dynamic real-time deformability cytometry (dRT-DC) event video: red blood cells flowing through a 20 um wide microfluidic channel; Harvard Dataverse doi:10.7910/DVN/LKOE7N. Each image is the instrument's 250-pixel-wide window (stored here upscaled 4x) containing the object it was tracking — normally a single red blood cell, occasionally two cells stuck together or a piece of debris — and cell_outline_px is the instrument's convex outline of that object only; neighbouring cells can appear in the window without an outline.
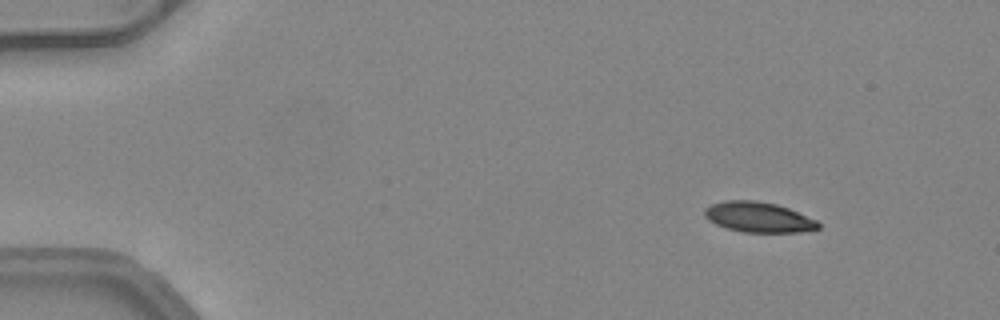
{"species": "common noctule bat (a hibernating species)", "species_latin": "Nyctalus noctula", "temperature_condition": "warm", "stored_images_in_passage": 49, "camera_frame_rate_fps": 3000, "um_per_image_px": 0.085, "animal": {"sex": "female", "body_mass_g": 24.6, "forearm_length_mm": 56.2}, "frame": {"image": 1, "passage_image": 4, "time_ms": 1.0, "image_size_px": [1000, 320], "cell_outline_px": [[820, 228], [800, 232], [744, 232], [724, 228], [708, 220], [704, 216], [704, 208], [712, 204], [724, 200], [756, 200], [776, 204], [788, 208], [816, 220], [820, 224]], "centroid_in_image_um": [64.43, 18.46], "position_along_channel_um": 20.6, "area_um2": 20.11}}
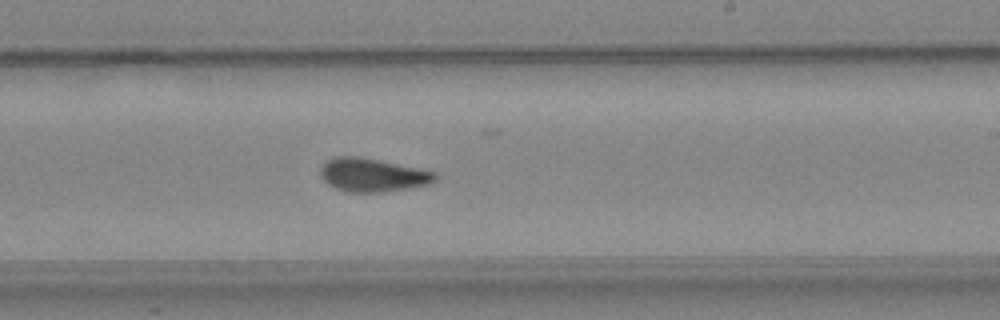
{"frame": {"image": 2, "passage_image": 29, "time_ms": 9.333, "image_size_px": [1000, 320], "cell_outline_px": [[440, 176], [436, 180], [428, 184], [408, 188], [380, 192], [348, 192], [336, 188], [328, 184], [320, 176], [320, 168], [324, 160], [332, 156], [360, 156], [380, 160], [436, 172]], "centroid_in_image_um": [31.63, 14.85], "position_along_channel_um": 257.4, "area_um2": 22.54}}
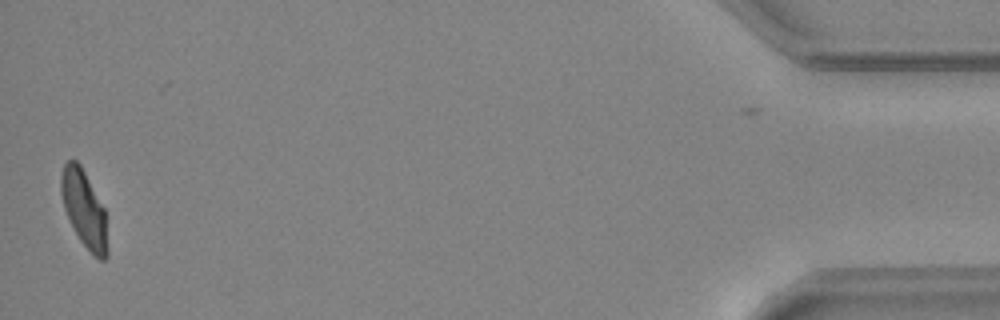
{"frame": {"image": 3, "passage_image": 48, "time_ms": 15.667, "image_size_px": [1000, 320], "cell_outline_px": [[108, 256], [104, 260], [100, 260], [80, 240], [64, 208], [60, 192], [60, 176], [64, 164], [68, 160], [76, 160], [80, 164], [104, 208], [108, 248]], "centroid_in_image_um": [7.14, 17.74], "position_along_channel_um": 428.1, "area_um2": 20.4}, "authors_computed_cell_mechanics": {"area_um2": 21.7328, "velocity_mm_per_s": 4.1099, "shape_relaxation_time_tau1_ms": 7.6225, "shape_relaxation_time_tau2_ms": 1.9667, "deformation_change_tau1": 0.1942, "deformation_change_tau2": 0.0813}}